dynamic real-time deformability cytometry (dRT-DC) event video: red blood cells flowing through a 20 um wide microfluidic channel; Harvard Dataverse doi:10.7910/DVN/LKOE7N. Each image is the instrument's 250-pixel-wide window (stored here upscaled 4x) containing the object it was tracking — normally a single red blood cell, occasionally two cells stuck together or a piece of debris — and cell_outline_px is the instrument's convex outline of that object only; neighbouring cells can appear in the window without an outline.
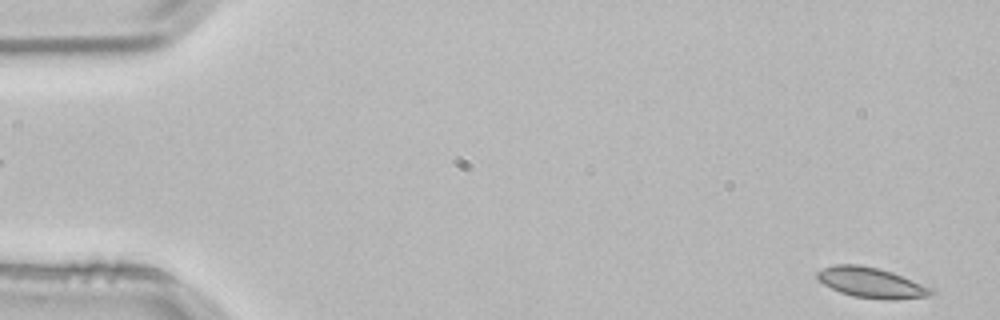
{"species": "common noctule bat (a hibernating species)", "species_latin": "Nyctalus noctula", "temperature_condition": "room temperature", "stored_images_in_passage": 3, "segment_of_instrument_passage": [2, 2], "camera_frame_rate_fps": 3000, "um_per_image_px": 0.085, "animal": {"sex": "male", "body_mass_g": 21.5, "forearm_length_mm": 52.0}, "frame": {"image": 1, "passage_image": 3, "time_ms": 0.667, "image_size_px": [1000, 320], "cell_outline_px": [[936, 292], [928, 296], [892, 300], [852, 296], [840, 292], [824, 284], [816, 276], [816, 272], [832, 264], [860, 264], [880, 268], [892, 272], [932, 288]], "centroid_in_image_um": [74.05, 24.01], "position_along_channel_um": 10.9, "area_um2": 20.06}}